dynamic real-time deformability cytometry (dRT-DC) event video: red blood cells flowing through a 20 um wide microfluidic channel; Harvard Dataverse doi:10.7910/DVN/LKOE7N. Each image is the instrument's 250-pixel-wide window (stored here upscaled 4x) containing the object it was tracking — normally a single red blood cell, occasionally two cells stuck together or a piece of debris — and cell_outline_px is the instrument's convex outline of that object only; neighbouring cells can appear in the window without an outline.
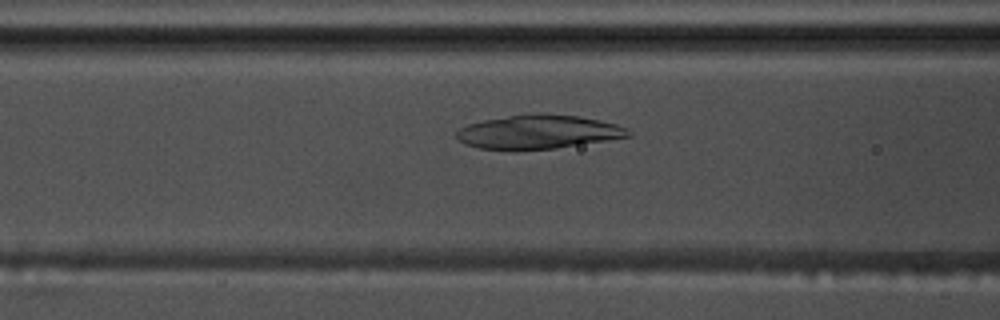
{"species": "common noctule bat (a hibernating species)", "species_latin": "Nyctalus noctula", "temperature_condition": "warm", "stored_images_in_passage": 47, "camera_frame_rate_fps": 3000, "um_per_image_px": 0.085, "animal": {"sex": "male", "body_mass_g": 17.5, "forearm_length_mm": 52.3}, "frame": {"image": 1, "passage_image": 14, "time_ms": 4.333, "image_size_px": [1000, 320], "cell_outline_px": [[632, 136], [556, 148], [516, 152], [512, 152], [480, 148], [464, 144], [456, 136], [456, 132], [460, 128], [468, 124], [484, 120], [508, 116], [576, 116], [616, 124], [628, 128], [632, 132]], "centroid_in_image_um": [45.72, 11.28], "position_along_channel_um": 120.9, "area_um2": 33.41}}
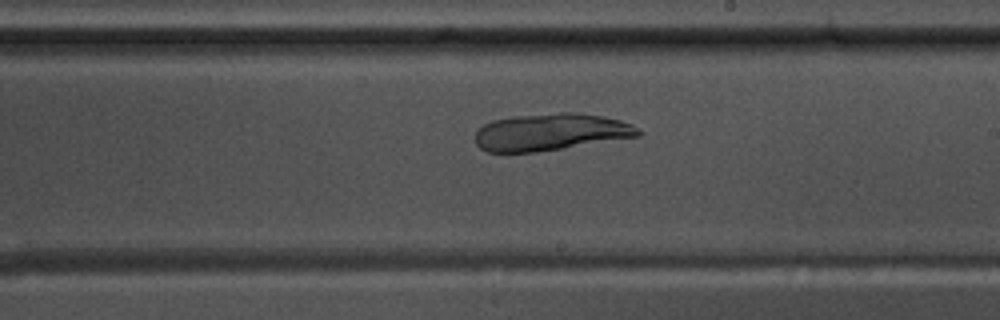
{"frame": {"image": 2, "passage_image": 24, "time_ms": 7.667, "image_size_px": [1000, 320], "cell_outline_px": [[644, 132], [640, 136], [536, 152], [488, 152], [480, 148], [476, 144], [476, 132], [484, 124], [492, 120], [508, 116], [560, 112], [576, 112], [604, 116], [620, 120], [632, 124], [640, 128]], "centroid_in_image_um": [46.83, 11.21], "position_along_channel_um": 242.2, "area_um2": 35.49}}